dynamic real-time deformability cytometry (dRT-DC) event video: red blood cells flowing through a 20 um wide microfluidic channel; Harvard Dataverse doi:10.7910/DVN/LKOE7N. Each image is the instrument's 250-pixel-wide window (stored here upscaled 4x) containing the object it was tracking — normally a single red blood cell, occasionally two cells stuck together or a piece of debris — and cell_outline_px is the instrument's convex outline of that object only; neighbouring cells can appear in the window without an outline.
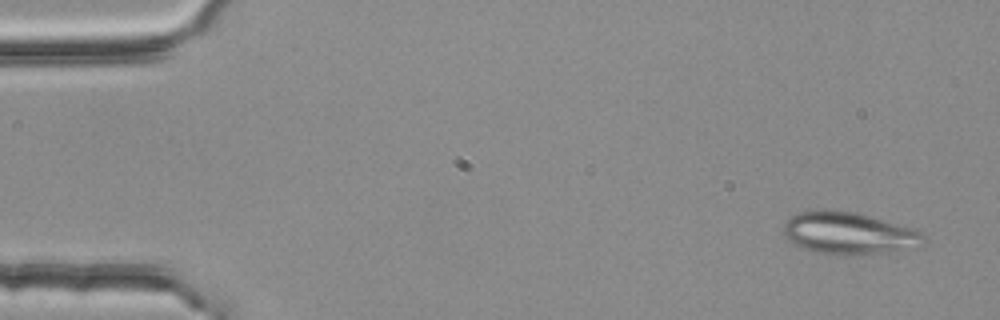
{"species": "common noctule bat (a hibernating species)", "species_latin": "Nyctalus noctula", "temperature_condition": "room temperature", "stored_images_in_passage": 3, "camera_frame_rate_fps": 3000, "um_per_image_px": 0.085, "animal": {"sex": "female", "body_mass_g": 25.1}, "frame": {"image": 1, "passage_image": 1, "time_ms": 0.0, "image_size_px": [1000, 320], "cell_outline_px": [[928, 240], [876, 252], [852, 256], [840, 256], [816, 252], [804, 248], [788, 240], [784, 236], [784, 224], [792, 216], [800, 212], [816, 208], [832, 208], [856, 212], [908, 228], [920, 232]], "centroid_in_image_um": [71.94, 19.78], "position_along_channel_um": 13.1, "area_um2": 33.41}}